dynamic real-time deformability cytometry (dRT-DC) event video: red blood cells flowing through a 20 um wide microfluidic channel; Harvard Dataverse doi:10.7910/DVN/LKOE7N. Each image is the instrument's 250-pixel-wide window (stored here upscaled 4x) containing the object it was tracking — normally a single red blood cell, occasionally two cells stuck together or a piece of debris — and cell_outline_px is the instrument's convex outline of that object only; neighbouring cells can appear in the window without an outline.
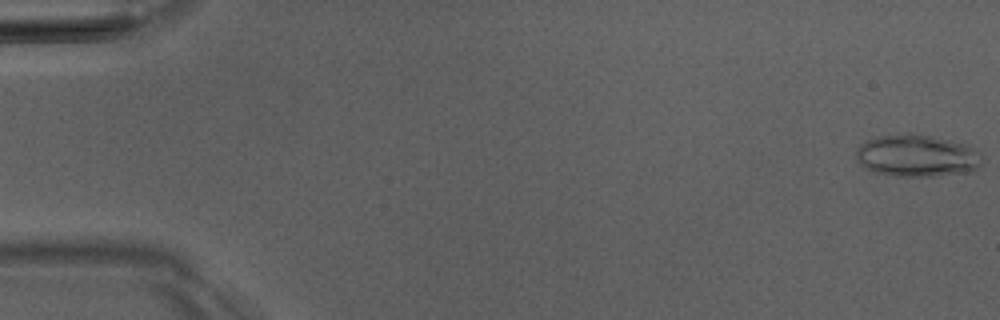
{"species": "Egyptian fruit bat (a non-hibernating species)", "species_latin": "Rousettus aegyptiacus", "temperature_condition": "room temperature", "stored_images_in_passage": 5, "camera_frame_rate_fps": 3000, "um_per_image_px": 0.085, "animal": {"sex": "male"}, "frame": {"image": 1, "passage_image": 1, "time_ms": 0.0, "image_size_px": [1000, 320], "cell_outline_px": [[980, 164], [976, 168], [964, 172], [936, 176], [900, 176], [876, 172], [864, 168], [856, 156], [856, 148], [860, 144], [876, 136], [908, 132], [912, 132], [932, 136], [964, 144], [972, 148]], "centroid_in_image_um": [77.83, 13.21], "position_along_channel_um": 7.2, "area_um2": 30.4}}